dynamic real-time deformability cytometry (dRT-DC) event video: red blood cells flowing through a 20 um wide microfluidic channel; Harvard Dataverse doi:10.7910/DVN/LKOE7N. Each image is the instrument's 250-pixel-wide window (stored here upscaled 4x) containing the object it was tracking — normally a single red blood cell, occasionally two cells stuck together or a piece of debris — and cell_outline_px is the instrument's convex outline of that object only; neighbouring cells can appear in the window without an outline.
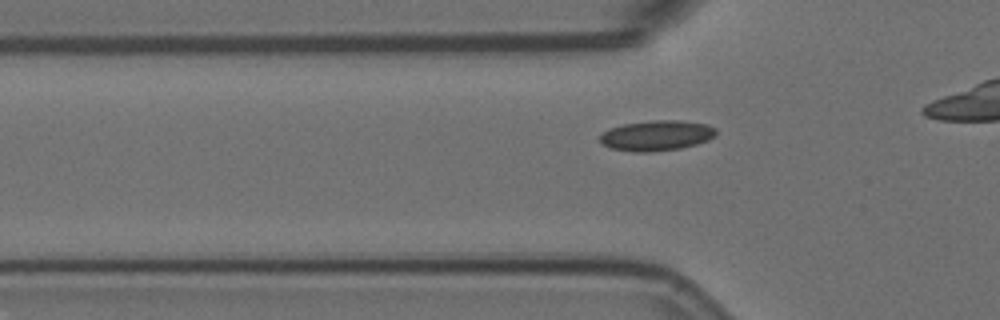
{"species": "Egyptian fruit bat (a non-hibernating species)", "species_latin": "Rousettus aegyptiacus", "temperature_condition": "room temperature", "stored_images_in_passage": 27, "camera_frame_rate_fps": 3000, "um_per_image_px": 0.085, "animal": {"sex": "female"}, "frame": {"image": 1, "passage_image": 14, "time_ms": 4.333, "image_size_px": [1000, 320], "cell_outline_px": [[716, 136], [708, 140], [696, 144], [680, 148], [652, 152], [632, 152], [612, 148], [600, 144], [600, 136], [608, 128], [624, 124], [652, 120], [680, 120], [708, 124], [716, 128]], "centroid_in_image_um": [55.82, 11.52], "position_along_channel_um": 70.0, "area_um2": 20.69}}
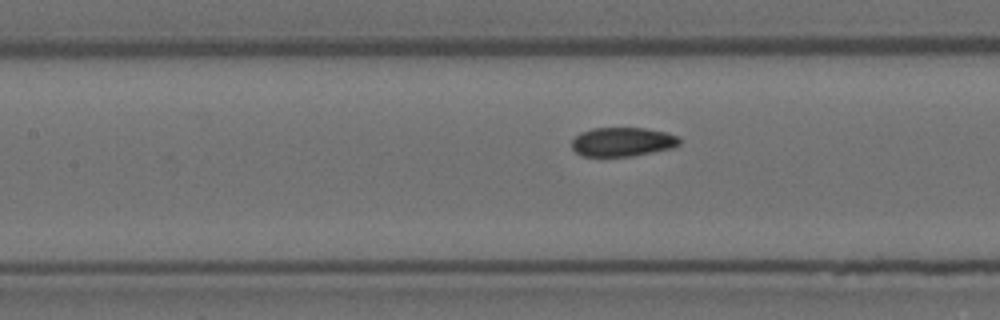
{"frame": {"image": 2, "passage_image": 21, "time_ms": 6.667, "image_size_px": [1000, 320], "cell_outline_px": [[680, 144], [672, 148], [632, 156], [584, 156], [576, 152], [572, 148], [572, 140], [580, 132], [592, 128], [644, 128], [664, 132], [680, 136]], "centroid_in_image_um": [52.92, 12.05], "position_along_channel_um": 154.5, "area_um2": 18.21}}
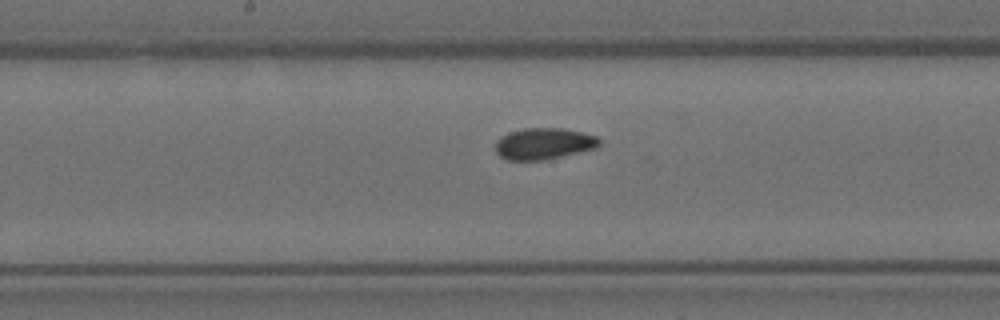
{"frame": {"image": 3, "passage_image": 25, "time_ms": 8.0, "image_size_px": [1000, 320], "cell_outline_px": [[600, 144], [596, 148], [560, 156], [540, 160], [508, 160], [500, 156], [496, 152], [496, 140], [500, 136], [508, 132], [524, 128], [564, 128], [596, 136], [600, 140]], "centroid_in_image_um": [46.19, 12.2], "position_along_channel_um": 202.0, "area_um2": 18.9}}